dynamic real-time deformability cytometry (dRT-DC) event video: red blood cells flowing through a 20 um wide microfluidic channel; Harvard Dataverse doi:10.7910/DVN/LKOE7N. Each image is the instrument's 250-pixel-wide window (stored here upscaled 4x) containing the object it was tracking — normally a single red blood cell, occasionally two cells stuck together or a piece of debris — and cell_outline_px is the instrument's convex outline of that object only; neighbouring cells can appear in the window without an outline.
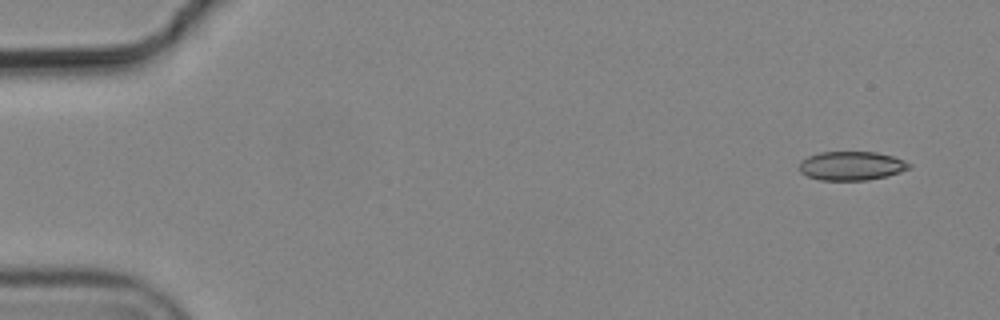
{"species": "common noctule bat (a hibernating species)", "species_latin": "Nyctalus noctula", "temperature_condition": "cold", "stored_images_in_passage": 5, "segment_of_instrument_passage": [1, 2], "camera_frame_rate_fps": 3000, "um_per_image_px": 0.085, "animal": {"sex": "male", "body_mass_g": 19.2, "forearm_length_mm": 51.8}, "frame": {"image": 1, "passage_image": 1, "time_ms": 0.0, "image_size_px": [1000, 320], "cell_outline_px": [[912, 168], [888, 176], [868, 180], [820, 180], [808, 176], [800, 172], [800, 164], [808, 156], [820, 152], [876, 152], [892, 156], [904, 160], [912, 164]], "centroid_in_image_um": [72.43, 14.1], "position_along_channel_um": 12.6, "area_um2": 18.5}}